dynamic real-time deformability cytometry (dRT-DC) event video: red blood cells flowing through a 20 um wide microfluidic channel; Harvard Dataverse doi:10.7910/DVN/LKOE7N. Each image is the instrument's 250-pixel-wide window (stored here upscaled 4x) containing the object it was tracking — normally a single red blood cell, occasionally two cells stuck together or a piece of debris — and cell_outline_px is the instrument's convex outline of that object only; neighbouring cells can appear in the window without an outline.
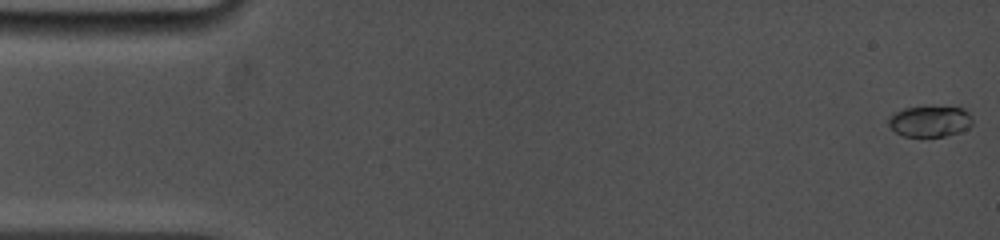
{"species": "common noctule bat (a hibernating species)", "species_latin": "Nyctalus noctula", "temperature_condition": "cold", "stored_images_in_passage": 82, "camera_frame_rate_fps": 5000, "um_per_image_px": 0.085, "animal": {"sex": "female", "body_mass_g": 19.0, "forearm_length_mm": 53.3}, "frame": {"image": 1, "passage_image": 1, "time_ms": 0.0, "image_size_px": [1000, 240], "cell_outline_px": [[972, 124], [968, 128], [960, 132], [944, 136], [904, 136], [896, 132], [888, 124], [888, 116], [904, 108], [964, 108], [972, 116]], "centroid_in_image_um": [79.05, 10.33], "position_along_channel_um": 5.9, "area_um2": 14.85}}
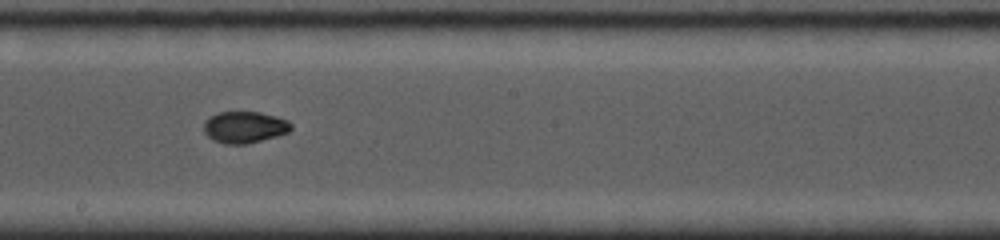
{"frame": {"image": 2, "passage_image": 47, "time_ms": 9.2, "image_size_px": [1000, 240], "cell_outline_px": [[292, 128], [288, 132], [276, 136], [244, 144], [224, 144], [212, 140], [204, 132], [204, 120], [216, 112], [260, 112], [276, 116], [288, 120], [292, 124]], "centroid_in_image_um": [20.76, 10.8], "position_along_channel_um": 227.4, "area_um2": 16.13}}
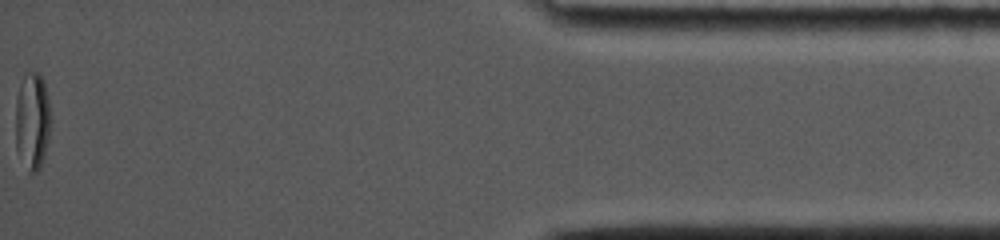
{"frame": {"image": 3, "passage_image": 82, "time_ms": 16.2, "image_size_px": [1000, 240], "cell_outline_px": [[48, 140], [44, 156], [40, 168], [36, 172], [32, 172], [16, 148], [16, 100], [24, 76], [28, 72], [40, 72], [44, 80], [48, 96]], "centroid_in_image_um": [2.75, 10.21], "position_along_channel_um": 432.5, "area_um2": 19.13}, "authors_computed_cell_mechanics": {"area_um2": 15.9528, "velocity_mm_per_s": 3.8951, "shape_relaxation_time_tau1_ms": 5.9076, "shape_relaxation_time_tau2_ms": 1.277, "deformation_change_tau1": 0.2219, "deformation_change_tau2": 0.0339}}